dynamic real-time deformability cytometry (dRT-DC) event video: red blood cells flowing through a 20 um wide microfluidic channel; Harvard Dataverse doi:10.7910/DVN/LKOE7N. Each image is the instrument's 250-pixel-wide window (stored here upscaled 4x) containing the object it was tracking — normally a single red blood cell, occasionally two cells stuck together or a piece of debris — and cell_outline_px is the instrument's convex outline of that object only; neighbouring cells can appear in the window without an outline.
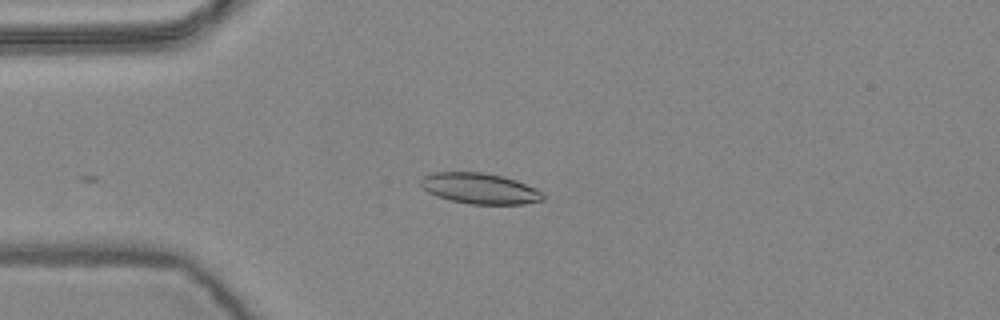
{"species": "common noctule bat (a hibernating species)", "species_latin": "Nyctalus noctula", "temperature_condition": "warm", "stored_images_in_passage": 4, "camera_frame_rate_fps": 3000, "um_per_image_px": 0.085, "animal": {"sex": "female", "body_mass_g": 24.6, "forearm_length_mm": 56.2}, "frame": {"image": 1, "passage_image": 4, "time_ms": 1.0, "image_size_px": [1000, 320], "cell_outline_px": [[544, 200], [524, 204], [468, 204], [436, 196], [428, 192], [420, 184], [420, 180], [424, 176], [432, 172], [480, 172], [504, 176], [516, 180], [544, 192]], "centroid_in_image_um": [40.8, 16.02], "position_along_channel_um": 44.2, "area_um2": 21.96}}